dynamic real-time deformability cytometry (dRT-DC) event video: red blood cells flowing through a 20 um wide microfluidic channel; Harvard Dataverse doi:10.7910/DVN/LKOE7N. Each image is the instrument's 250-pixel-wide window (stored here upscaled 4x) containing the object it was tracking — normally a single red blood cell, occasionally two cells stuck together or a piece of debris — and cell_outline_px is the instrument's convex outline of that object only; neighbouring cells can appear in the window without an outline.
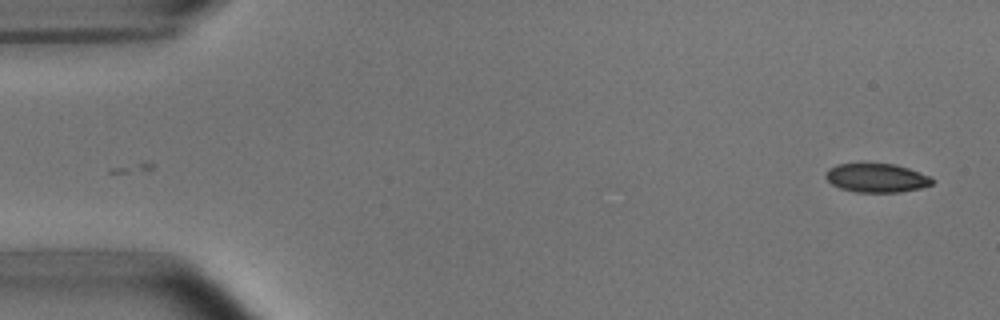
{"species": "common noctule bat (a hibernating species)", "species_latin": "Nyctalus noctula", "temperature_condition": "room temperature", "stored_images_in_passage": 2, "camera_frame_rate_fps": 3000, "um_per_image_px": 0.085, "animal": {"sex": "male", "body_mass_g": 15.6}, "frame": {"image": 1, "passage_image": 2, "time_ms": 1.333, "image_size_px": [1000, 320], "cell_outline_px": [[936, 180], [932, 184], [920, 188], [900, 192], [856, 192], [840, 188], [832, 184], [824, 176], [828, 168], [836, 164], [896, 164], [920, 172]], "centroid_in_image_um": [74.51, 15.12], "position_along_channel_um": 10.5, "area_um2": 17.86}}